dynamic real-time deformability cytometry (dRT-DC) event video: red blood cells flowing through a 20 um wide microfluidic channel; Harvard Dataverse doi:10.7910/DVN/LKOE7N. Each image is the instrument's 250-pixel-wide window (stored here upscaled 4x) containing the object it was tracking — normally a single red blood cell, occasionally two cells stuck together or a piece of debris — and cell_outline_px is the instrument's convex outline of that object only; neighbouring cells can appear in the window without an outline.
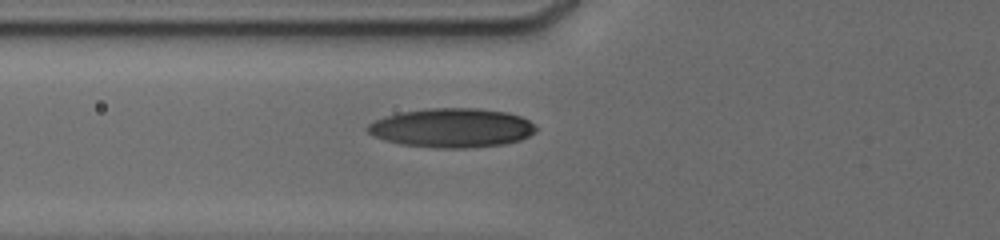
{"species": "human", "species_latin": "Homo sapiens", "temperature_condition": "cold", "stored_images_in_passage": 6, "camera_frame_rate_fps": 3000, "um_per_image_px": 0.085, "donor": {"sex": "male"}, "frame": {"image": 1, "passage_image": 4, "time_ms": 2.667, "image_size_px": [1000, 240], "cell_outline_px": [[536, 132], [520, 140], [504, 144], [468, 148], [436, 148], [400, 144], [384, 140], [372, 136], [364, 128], [368, 124], [376, 120], [400, 112], [428, 108], [476, 108], [508, 112], [520, 116], [536, 124]], "centroid_in_image_um": [38.41, 10.87], "position_along_channel_um": 87.4, "area_um2": 38.61}}
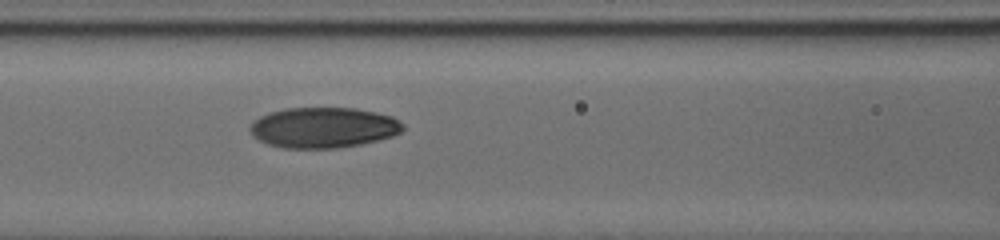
{"frame": {"image": 2, "passage_image": 6, "time_ms": 4.0, "image_size_px": [1000, 240], "cell_outline_px": [[404, 128], [400, 132], [392, 136], [360, 144], [336, 148], [284, 148], [268, 144], [252, 136], [248, 128], [260, 116], [268, 112], [284, 108], [356, 108], [376, 112], [392, 116], [404, 124]], "centroid_in_image_um": [27.48, 10.84], "position_along_channel_um": 139.1, "area_um2": 36.13}}